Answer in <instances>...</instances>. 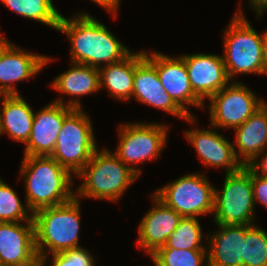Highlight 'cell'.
Returning a JSON list of instances; mask_svg holds the SVG:
<instances>
[{
  "instance_id": "cell-12",
  "label": "cell",
  "mask_w": 267,
  "mask_h": 266,
  "mask_svg": "<svg viewBox=\"0 0 267 266\" xmlns=\"http://www.w3.org/2000/svg\"><path fill=\"white\" fill-rule=\"evenodd\" d=\"M51 60L9 42L0 52V94L19 95L15 83L36 76Z\"/></svg>"
},
{
  "instance_id": "cell-11",
  "label": "cell",
  "mask_w": 267,
  "mask_h": 266,
  "mask_svg": "<svg viewBox=\"0 0 267 266\" xmlns=\"http://www.w3.org/2000/svg\"><path fill=\"white\" fill-rule=\"evenodd\" d=\"M145 58L156 68L160 83L172 100L190 117L188 106L204 109L205 103L193 92L186 64L180 56H168L160 51H145Z\"/></svg>"
},
{
  "instance_id": "cell-35",
  "label": "cell",
  "mask_w": 267,
  "mask_h": 266,
  "mask_svg": "<svg viewBox=\"0 0 267 266\" xmlns=\"http://www.w3.org/2000/svg\"><path fill=\"white\" fill-rule=\"evenodd\" d=\"M9 40H6V38L4 36L1 35L0 33V52L2 51V49L9 43Z\"/></svg>"
},
{
  "instance_id": "cell-18",
  "label": "cell",
  "mask_w": 267,
  "mask_h": 266,
  "mask_svg": "<svg viewBox=\"0 0 267 266\" xmlns=\"http://www.w3.org/2000/svg\"><path fill=\"white\" fill-rule=\"evenodd\" d=\"M151 198L154 202L148 212L145 213L138 225L137 246L149 256L158 248L164 246L177 228L182 216L174 209L167 207L153 193Z\"/></svg>"
},
{
  "instance_id": "cell-26",
  "label": "cell",
  "mask_w": 267,
  "mask_h": 266,
  "mask_svg": "<svg viewBox=\"0 0 267 266\" xmlns=\"http://www.w3.org/2000/svg\"><path fill=\"white\" fill-rule=\"evenodd\" d=\"M149 257L156 266H208L207 250L158 248Z\"/></svg>"
},
{
  "instance_id": "cell-7",
  "label": "cell",
  "mask_w": 267,
  "mask_h": 266,
  "mask_svg": "<svg viewBox=\"0 0 267 266\" xmlns=\"http://www.w3.org/2000/svg\"><path fill=\"white\" fill-rule=\"evenodd\" d=\"M92 127L82 108H74L63 121L51 157L72 175H77L98 149Z\"/></svg>"
},
{
  "instance_id": "cell-8",
  "label": "cell",
  "mask_w": 267,
  "mask_h": 266,
  "mask_svg": "<svg viewBox=\"0 0 267 266\" xmlns=\"http://www.w3.org/2000/svg\"><path fill=\"white\" fill-rule=\"evenodd\" d=\"M119 143L114 154L138 177L142 170L136 165L157 160L166 146L168 126L157 123L128 122L118 128ZM137 167V168H136Z\"/></svg>"
},
{
  "instance_id": "cell-32",
  "label": "cell",
  "mask_w": 267,
  "mask_h": 266,
  "mask_svg": "<svg viewBox=\"0 0 267 266\" xmlns=\"http://www.w3.org/2000/svg\"><path fill=\"white\" fill-rule=\"evenodd\" d=\"M100 7H103L106 11L110 12L114 18H117L119 4L121 0H91Z\"/></svg>"
},
{
  "instance_id": "cell-5",
  "label": "cell",
  "mask_w": 267,
  "mask_h": 266,
  "mask_svg": "<svg viewBox=\"0 0 267 266\" xmlns=\"http://www.w3.org/2000/svg\"><path fill=\"white\" fill-rule=\"evenodd\" d=\"M238 5L223 36L222 58L230 81H234L235 75L239 74L263 75V35L244 16L242 4Z\"/></svg>"
},
{
  "instance_id": "cell-27",
  "label": "cell",
  "mask_w": 267,
  "mask_h": 266,
  "mask_svg": "<svg viewBox=\"0 0 267 266\" xmlns=\"http://www.w3.org/2000/svg\"><path fill=\"white\" fill-rule=\"evenodd\" d=\"M243 266H267V232L256 224L245 225Z\"/></svg>"
},
{
  "instance_id": "cell-4",
  "label": "cell",
  "mask_w": 267,
  "mask_h": 266,
  "mask_svg": "<svg viewBox=\"0 0 267 266\" xmlns=\"http://www.w3.org/2000/svg\"><path fill=\"white\" fill-rule=\"evenodd\" d=\"M82 178L75 197L117 202L138 178L110 149H97L77 173Z\"/></svg>"
},
{
  "instance_id": "cell-21",
  "label": "cell",
  "mask_w": 267,
  "mask_h": 266,
  "mask_svg": "<svg viewBox=\"0 0 267 266\" xmlns=\"http://www.w3.org/2000/svg\"><path fill=\"white\" fill-rule=\"evenodd\" d=\"M235 134V155L243 166L249 165L267 149V105L264 103L244 123L235 128Z\"/></svg>"
},
{
  "instance_id": "cell-29",
  "label": "cell",
  "mask_w": 267,
  "mask_h": 266,
  "mask_svg": "<svg viewBox=\"0 0 267 266\" xmlns=\"http://www.w3.org/2000/svg\"><path fill=\"white\" fill-rule=\"evenodd\" d=\"M84 247H76L51 256V266H95L94 255Z\"/></svg>"
},
{
  "instance_id": "cell-16",
  "label": "cell",
  "mask_w": 267,
  "mask_h": 266,
  "mask_svg": "<svg viewBox=\"0 0 267 266\" xmlns=\"http://www.w3.org/2000/svg\"><path fill=\"white\" fill-rule=\"evenodd\" d=\"M37 259L34 221L0 222V263L27 266Z\"/></svg>"
},
{
  "instance_id": "cell-20",
  "label": "cell",
  "mask_w": 267,
  "mask_h": 266,
  "mask_svg": "<svg viewBox=\"0 0 267 266\" xmlns=\"http://www.w3.org/2000/svg\"><path fill=\"white\" fill-rule=\"evenodd\" d=\"M207 235L208 266H243L245 225L224 227Z\"/></svg>"
},
{
  "instance_id": "cell-23",
  "label": "cell",
  "mask_w": 267,
  "mask_h": 266,
  "mask_svg": "<svg viewBox=\"0 0 267 266\" xmlns=\"http://www.w3.org/2000/svg\"><path fill=\"white\" fill-rule=\"evenodd\" d=\"M0 101V136L6 133L11 139L26 144L35 112L20 94L2 95Z\"/></svg>"
},
{
  "instance_id": "cell-9",
  "label": "cell",
  "mask_w": 267,
  "mask_h": 266,
  "mask_svg": "<svg viewBox=\"0 0 267 266\" xmlns=\"http://www.w3.org/2000/svg\"><path fill=\"white\" fill-rule=\"evenodd\" d=\"M215 187L201 173H189L154 191V195L182 217L213 213Z\"/></svg>"
},
{
  "instance_id": "cell-25",
  "label": "cell",
  "mask_w": 267,
  "mask_h": 266,
  "mask_svg": "<svg viewBox=\"0 0 267 266\" xmlns=\"http://www.w3.org/2000/svg\"><path fill=\"white\" fill-rule=\"evenodd\" d=\"M202 239L203 233L198 218L182 217L166 244L160 248L207 250L206 245H203Z\"/></svg>"
},
{
  "instance_id": "cell-14",
  "label": "cell",
  "mask_w": 267,
  "mask_h": 266,
  "mask_svg": "<svg viewBox=\"0 0 267 266\" xmlns=\"http://www.w3.org/2000/svg\"><path fill=\"white\" fill-rule=\"evenodd\" d=\"M188 129L185 132L187 141L196 149L199 159L208 167L212 166L225 170V174L239 171L243 165L237 159L234 145L216 132L217 128Z\"/></svg>"
},
{
  "instance_id": "cell-3",
  "label": "cell",
  "mask_w": 267,
  "mask_h": 266,
  "mask_svg": "<svg viewBox=\"0 0 267 266\" xmlns=\"http://www.w3.org/2000/svg\"><path fill=\"white\" fill-rule=\"evenodd\" d=\"M80 203L74 197L67 203L41 208L33 213L36 252L44 264L48 263L50 253L80 247Z\"/></svg>"
},
{
  "instance_id": "cell-30",
  "label": "cell",
  "mask_w": 267,
  "mask_h": 266,
  "mask_svg": "<svg viewBox=\"0 0 267 266\" xmlns=\"http://www.w3.org/2000/svg\"><path fill=\"white\" fill-rule=\"evenodd\" d=\"M251 183L255 205L258 202L267 208V178L256 174L251 169Z\"/></svg>"
},
{
  "instance_id": "cell-13",
  "label": "cell",
  "mask_w": 267,
  "mask_h": 266,
  "mask_svg": "<svg viewBox=\"0 0 267 266\" xmlns=\"http://www.w3.org/2000/svg\"><path fill=\"white\" fill-rule=\"evenodd\" d=\"M186 64L193 92L205 103L229 82L221 55L197 53L180 55Z\"/></svg>"
},
{
  "instance_id": "cell-19",
  "label": "cell",
  "mask_w": 267,
  "mask_h": 266,
  "mask_svg": "<svg viewBox=\"0 0 267 266\" xmlns=\"http://www.w3.org/2000/svg\"><path fill=\"white\" fill-rule=\"evenodd\" d=\"M70 65L69 70L55 77L50 85L52 89L62 93V95L66 94L73 97L66 103L62 97L55 99L53 102L71 108H83L79 97L100 91L99 69L72 62Z\"/></svg>"
},
{
  "instance_id": "cell-10",
  "label": "cell",
  "mask_w": 267,
  "mask_h": 266,
  "mask_svg": "<svg viewBox=\"0 0 267 266\" xmlns=\"http://www.w3.org/2000/svg\"><path fill=\"white\" fill-rule=\"evenodd\" d=\"M207 100L210 101V126L214 129H235L264 104V100L259 99L255 92L237 80L230 81Z\"/></svg>"
},
{
  "instance_id": "cell-34",
  "label": "cell",
  "mask_w": 267,
  "mask_h": 266,
  "mask_svg": "<svg viewBox=\"0 0 267 266\" xmlns=\"http://www.w3.org/2000/svg\"><path fill=\"white\" fill-rule=\"evenodd\" d=\"M263 74L267 76V31L263 32Z\"/></svg>"
},
{
  "instance_id": "cell-36",
  "label": "cell",
  "mask_w": 267,
  "mask_h": 266,
  "mask_svg": "<svg viewBox=\"0 0 267 266\" xmlns=\"http://www.w3.org/2000/svg\"><path fill=\"white\" fill-rule=\"evenodd\" d=\"M27 266H45V264L43 263L42 259L38 258L35 262Z\"/></svg>"
},
{
  "instance_id": "cell-31",
  "label": "cell",
  "mask_w": 267,
  "mask_h": 266,
  "mask_svg": "<svg viewBox=\"0 0 267 266\" xmlns=\"http://www.w3.org/2000/svg\"><path fill=\"white\" fill-rule=\"evenodd\" d=\"M267 149L262 151L248 166L258 175L267 178ZM265 154V155H263ZM263 156V157H261ZM260 158V159H259Z\"/></svg>"
},
{
  "instance_id": "cell-15",
  "label": "cell",
  "mask_w": 267,
  "mask_h": 266,
  "mask_svg": "<svg viewBox=\"0 0 267 266\" xmlns=\"http://www.w3.org/2000/svg\"><path fill=\"white\" fill-rule=\"evenodd\" d=\"M74 108L51 102L34 113L24 156H51L65 117Z\"/></svg>"
},
{
  "instance_id": "cell-22",
  "label": "cell",
  "mask_w": 267,
  "mask_h": 266,
  "mask_svg": "<svg viewBox=\"0 0 267 266\" xmlns=\"http://www.w3.org/2000/svg\"><path fill=\"white\" fill-rule=\"evenodd\" d=\"M145 58V50L133 53L123 60L99 68L100 89H107L113 99H132L136 66Z\"/></svg>"
},
{
  "instance_id": "cell-24",
  "label": "cell",
  "mask_w": 267,
  "mask_h": 266,
  "mask_svg": "<svg viewBox=\"0 0 267 266\" xmlns=\"http://www.w3.org/2000/svg\"><path fill=\"white\" fill-rule=\"evenodd\" d=\"M13 12L22 17L42 24L54 30L58 29L61 12L54 7L52 0H0Z\"/></svg>"
},
{
  "instance_id": "cell-2",
  "label": "cell",
  "mask_w": 267,
  "mask_h": 266,
  "mask_svg": "<svg viewBox=\"0 0 267 266\" xmlns=\"http://www.w3.org/2000/svg\"><path fill=\"white\" fill-rule=\"evenodd\" d=\"M20 176L25 183V203L33 213L75 197L73 175L51 156H24Z\"/></svg>"
},
{
  "instance_id": "cell-28",
  "label": "cell",
  "mask_w": 267,
  "mask_h": 266,
  "mask_svg": "<svg viewBox=\"0 0 267 266\" xmlns=\"http://www.w3.org/2000/svg\"><path fill=\"white\" fill-rule=\"evenodd\" d=\"M26 221H33V212L21 203L15 190L0 178V222Z\"/></svg>"
},
{
  "instance_id": "cell-33",
  "label": "cell",
  "mask_w": 267,
  "mask_h": 266,
  "mask_svg": "<svg viewBox=\"0 0 267 266\" xmlns=\"http://www.w3.org/2000/svg\"><path fill=\"white\" fill-rule=\"evenodd\" d=\"M249 1V8L252 7L257 18L259 19L261 15L267 10V0H248Z\"/></svg>"
},
{
  "instance_id": "cell-17",
  "label": "cell",
  "mask_w": 267,
  "mask_h": 266,
  "mask_svg": "<svg viewBox=\"0 0 267 266\" xmlns=\"http://www.w3.org/2000/svg\"><path fill=\"white\" fill-rule=\"evenodd\" d=\"M133 97L140 103L161 109L189 123L194 124L197 121L195 116L187 115L172 100L160 83L156 68L146 58L135 68Z\"/></svg>"
},
{
  "instance_id": "cell-1",
  "label": "cell",
  "mask_w": 267,
  "mask_h": 266,
  "mask_svg": "<svg viewBox=\"0 0 267 266\" xmlns=\"http://www.w3.org/2000/svg\"><path fill=\"white\" fill-rule=\"evenodd\" d=\"M57 31L65 33L69 39L72 63L99 69L119 62L131 53L105 24L87 12H79L71 19L61 15Z\"/></svg>"
},
{
  "instance_id": "cell-6",
  "label": "cell",
  "mask_w": 267,
  "mask_h": 266,
  "mask_svg": "<svg viewBox=\"0 0 267 266\" xmlns=\"http://www.w3.org/2000/svg\"><path fill=\"white\" fill-rule=\"evenodd\" d=\"M255 202L251 183V168L225 174L223 189L214 191L215 224L224 227L252 225L255 220Z\"/></svg>"
}]
</instances>
